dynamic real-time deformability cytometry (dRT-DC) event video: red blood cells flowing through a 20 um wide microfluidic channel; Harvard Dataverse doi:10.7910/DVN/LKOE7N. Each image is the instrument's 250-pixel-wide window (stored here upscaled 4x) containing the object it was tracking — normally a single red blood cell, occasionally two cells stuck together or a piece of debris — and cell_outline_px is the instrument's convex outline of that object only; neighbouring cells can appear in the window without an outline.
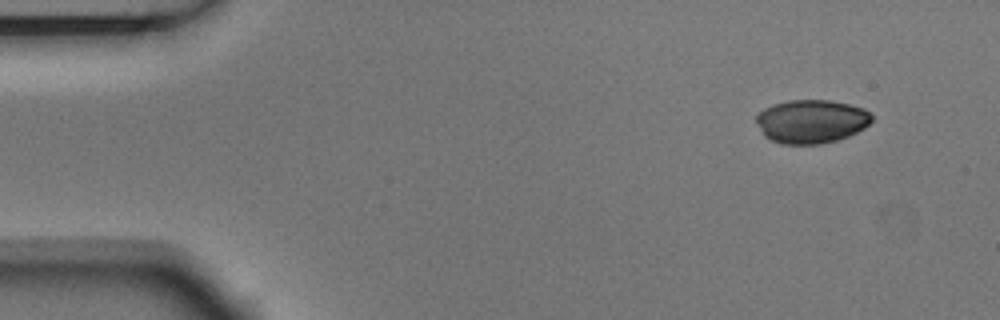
{"species": "Egyptian fruit bat (a non-hibernating species)", "species_latin": "Rousettus aegyptiacus", "temperature_condition": "room temperature", "stored_images_in_passage": 4, "camera_frame_rate_fps": 3000, "um_per_image_px": 0.085, "animal": {"sex": "male"}, "frame": {"image": 1, "passage_image": 1, "time_ms": 0.0, "image_size_px": [1000, 320], "cell_outline_px": [[872, 120], [864, 128], [848, 136], [836, 140], [820, 144], [780, 144], [764, 136], [756, 120], [756, 116], [764, 108], [772, 104], [788, 100], [828, 100], [848, 104], [864, 108], [872, 116]], "centroid_in_image_um": [68.95, 10.31], "position_along_channel_um": 16.1, "area_um2": 29.25}}
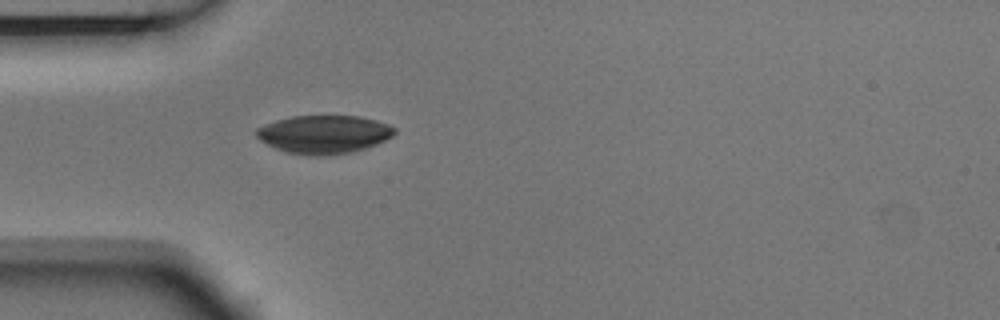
{"frame": {"image": 2, "passage_image": 4, "time_ms": 1.0, "image_size_px": [1000, 320], "cell_outline_px": [[396, 132], [392, 136], [376, 144], [352, 152], [324, 156], [320, 156], [288, 152], [276, 148], [260, 140], [256, 136], [256, 128], [264, 124], [276, 120], [292, 116], [360, 116], [376, 120], [388, 124], [396, 128]], "centroid_in_image_um": [27.54, 11.41], "position_along_channel_um": 57.5, "area_um2": 30.63}}